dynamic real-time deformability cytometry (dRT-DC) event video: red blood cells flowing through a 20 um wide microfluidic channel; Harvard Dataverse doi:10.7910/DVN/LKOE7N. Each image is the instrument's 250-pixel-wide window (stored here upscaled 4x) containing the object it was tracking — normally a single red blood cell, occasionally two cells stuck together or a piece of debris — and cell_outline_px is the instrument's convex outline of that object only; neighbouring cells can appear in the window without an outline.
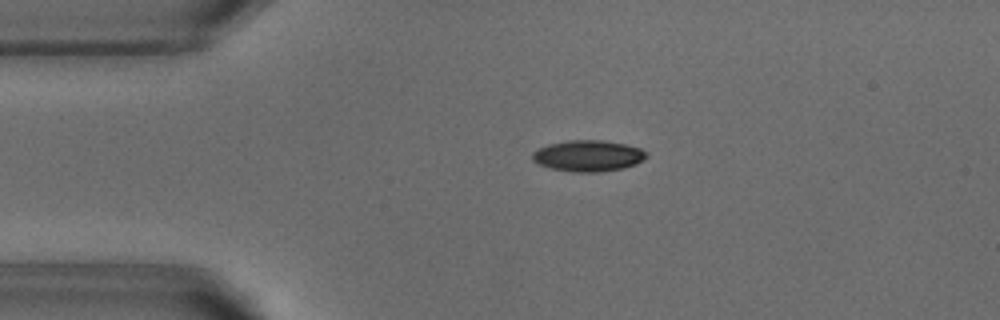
{"species": "common noctule bat (a hibernating species)", "species_latin": "Nyctalus noctula", "temperature_condition": "warm", "stored_images_in_passage": 52, "camera_frame_rate_fps": 3000, "um_per_image_px": 0.085, "animal": {"sex": "male", "body_mass_g": 18.8}, "frame": {"image": 1, "passage_image": 11, "time_ms": 3.333, "image_size_px": [1000, 320], "cell_outline_px": [[648, 156], [636, 164], [624, 168], [596, 172], [572, 172], [548, 168], [532, 160], [532, 152], [548, 144], [568, 140], [600, 140], [624, 144], [640, 148], [648, 152]], "centroid_in_image_um": [49.99, 13.25], "position_along_channel_um": 35.0, "area_um2": 20.75}}
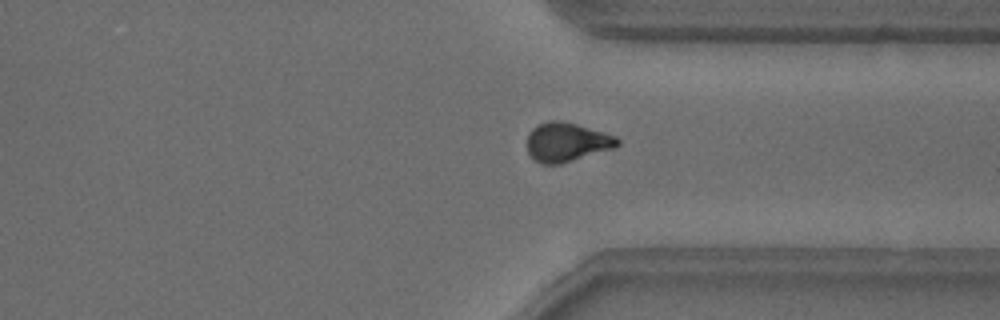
{"frame": {"image": 2, "passage_image": 39, "time_ms": 12.667, "image_size_px": [1000, 320], "cell_outline_px": [[620, 144], [616, 148], [560, 164], [540, 164], [528, 152], [528, 132], [536, 124], [548, 120], [560, 120], [576, 124], [616, 136], [620, 140]], "centroid_in_image_um": [48.18, 12.07], "position_along_channel_um": 363.2, "area_um2": 20.69}}
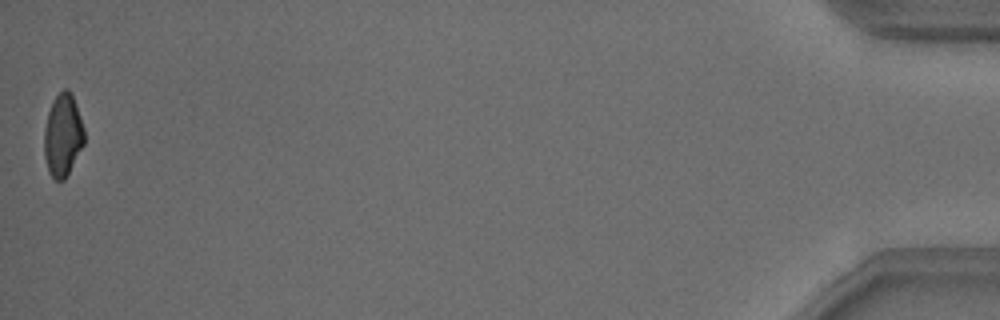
{"frame": {"image": 3, "passage_image": 52, "time_ms": 17.0, "image_size_px": [1000, 320], "cell_outline_px": [[84, 144], [64, 180], [56, 180], [48, 172], [44, 156], [44, 128], [48, 112], [52, 100], [64, 88], [68, 88], [72, 96], [80, 116], [84, 128]], "centroid_in_image_um": [5.32, 11.49], "position_along_channel_um": 429.9, "area_um2": 19.19}, "authors_computed_cell_mechanics": {"area_um2": 20.4612, "velocity_mm_per_s": 3.8432, "shape_relaxation_time_tau1_ms": 3.3021, "shape_relaxation_time_tau2_ms": 1.9984, "deformation_change_tau1": 0.1352, "deformation_change_tau2": 0.0714}}